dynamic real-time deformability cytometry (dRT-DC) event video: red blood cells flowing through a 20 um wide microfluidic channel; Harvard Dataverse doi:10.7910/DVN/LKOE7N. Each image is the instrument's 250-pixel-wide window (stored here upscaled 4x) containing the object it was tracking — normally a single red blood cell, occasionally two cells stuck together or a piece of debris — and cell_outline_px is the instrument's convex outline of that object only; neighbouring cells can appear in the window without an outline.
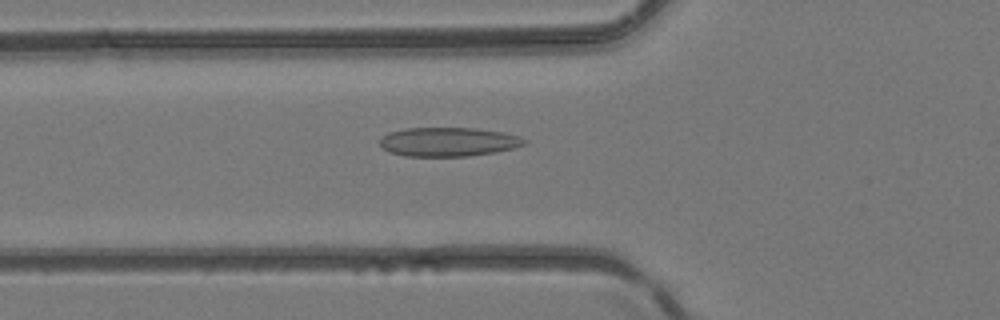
{"species": "common noctule bat (a hibernating species)", "species_latin": "Nyctalus noctula", "temperature_condition": "room temperature", "stored_images_in_passage": 49, "camera_frame_rate_fps": 3000, "um_per_image_px": 0.085, "animal": {"sex": "female", "body_mass_g": 24.6, "forearm_length_mm": 56.2}, "frame": {"image": 1, "passage_image": 18, "time_ms": 5.667, "image_size_px": [1000, 320], "cell_outline_px": [[528, 140], [524, 144], [512, 148], [496, 152], [468, 156], [404, 156], [388, 152], [380, 144], [380, 136], [388, 132], [404, 128], [476, 128], [504, 132], [520, 136]], "centroid_in_image_um": [38.09, 12.05], "position_along_channel_um": 87.7, "area_um2": 24.62}}
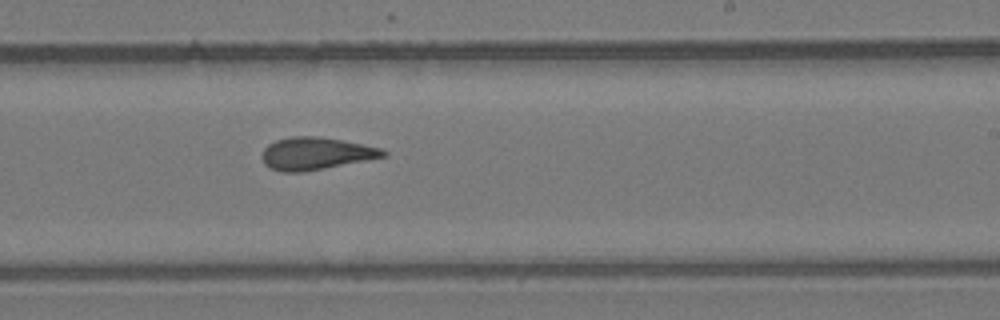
{"frame": {"image": 2, "passage_image": 30, "time_ms": 9.667, "image_size_px": [1000, 320], "cell_outline_px": [[388, 156], [304, 172], [284, 172], [272, 168], [264, 164], [264, 148], [268, 144], [276, 140], [292, 136], [320, 136], [380, 148], [388, 152]], "centroid_in_image_um": [26.86, 13.05], "position_along_channel_um": 262.1, "area_um2": 22.6}}
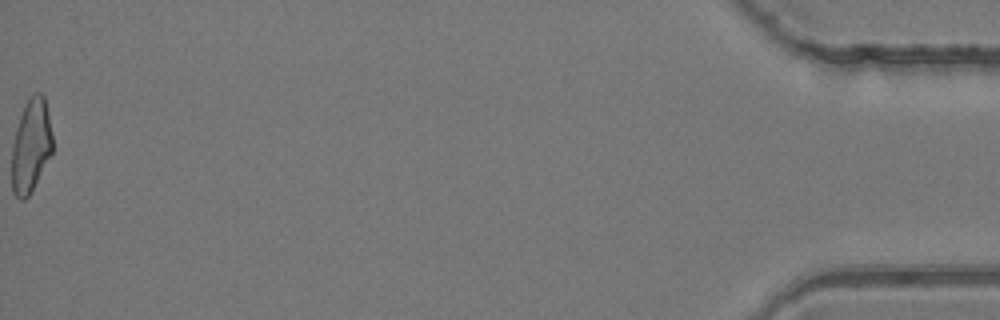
{"frame": {"image": 3, "passage_image": 49, "time_ms": 16.0, "image_size_px": [1000, 320], "cell_outline_px": [[52, 152], [28, 196], [24, 200], [20, 200], [12, 192], [12, 144], [16, 128], [24, 104], [32, 92], [40, 92], [44, 96], [52, 136]], "centroid_in_image_um": [2.61, 12.36], "position_along_channel_um": 432.6, "area_um2": 21.96}}